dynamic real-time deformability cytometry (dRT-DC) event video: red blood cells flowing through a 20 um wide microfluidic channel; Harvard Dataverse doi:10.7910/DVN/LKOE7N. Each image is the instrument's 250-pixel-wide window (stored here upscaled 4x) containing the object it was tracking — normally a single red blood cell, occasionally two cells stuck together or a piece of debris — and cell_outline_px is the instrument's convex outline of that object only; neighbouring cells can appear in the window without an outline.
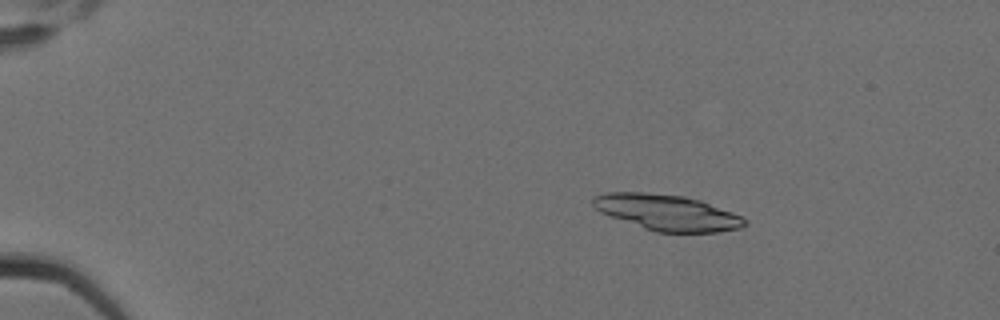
{"species": "Egyptian fruit bat (a non-hibernating species)", "species_latin": "Rousettus aegyptiacus", "temperature_condition": "cold", "stored_images_in_passage": 3, "camera_frame_rate_fps": 3000, "um_per_image_px": 0.085, "animal": {"sex": "female"}, "frame": {"image": 1, "passage_image": 1, "time_ms": 0.0, "image_size_px": [1000, 320], "cell_outline_px": [[748, 224], [740, 228], [716, 232], [656, 232], [644, 228], [600, 212], [592, 204], [592, 196], [608, 192], [644, 192], [684, 196], [700, 200], [732, 212], [748, 220]], "centroid_in_image_um": [56.71, 18.05], "position_along_channel_um": 28.3, "area_um2": 31.5}}